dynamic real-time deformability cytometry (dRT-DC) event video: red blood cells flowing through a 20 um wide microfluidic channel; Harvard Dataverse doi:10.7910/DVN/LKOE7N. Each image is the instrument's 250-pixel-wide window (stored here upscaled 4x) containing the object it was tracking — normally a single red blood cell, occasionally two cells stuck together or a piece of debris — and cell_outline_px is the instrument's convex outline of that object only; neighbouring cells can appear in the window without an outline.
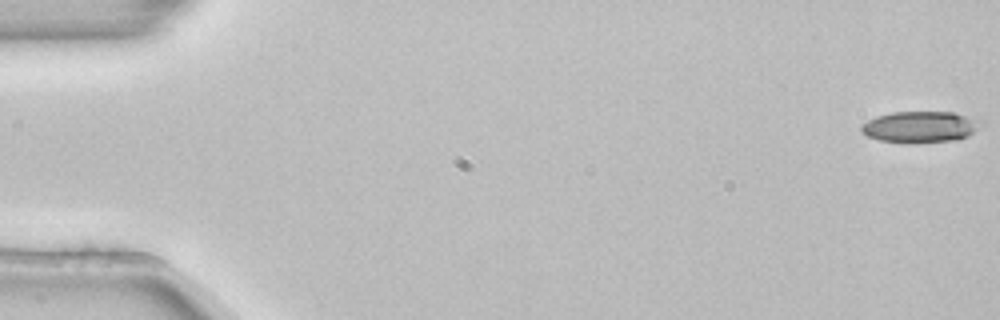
{"species": "common noctule bat (a hibernating species)", "species_latin": "Nyctalus noctula", "temperature_condition": "room temperature", "stored_images_in_passage": 4, "camera_frame_rate_fps": 3000, "um_per_image_px": 0.085, "animal": {"sex": "female", "body_mass_g": 22.7, "forearm_length_mm": 54.2}, "frame": {"image": 1, "passage_image": 1, "time_ms": 0.0, "image_size_px": [1000, 320], "cell_outline_px": [[984, 124], [968, 136], [956, 140], [916, 144], [908, 144], [880, 140], [868, 136], [860, 132], [860, 124], [876, 116], [892, 112], [952, 112], [984, 120]], "centroid_in_image_um": [78.23, 10.8], "position_along_channel_um": 6.8, "area_um2": 22.37}}
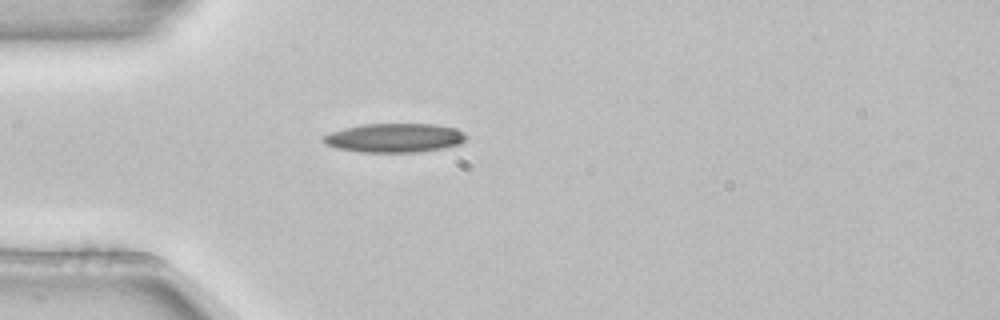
{"frame": {"image": 2, "passage_image": 4, "time_ms": 1.0, "image_size_px": [1000, 320], "cell_outline_px": [[468, 136], [460, 144], [440, 148], [416, 152], [360, 152], [336, 148], [324, 144], [320, 140], [320, 136], [328, 132], [344, 128], [364, 124], [436, 124], [456, 128], [464, 132]], "centroid_in_image_um": [33.47, 11.71], "position_along_channel_um": 51.5, "area_um2": 24.39}}